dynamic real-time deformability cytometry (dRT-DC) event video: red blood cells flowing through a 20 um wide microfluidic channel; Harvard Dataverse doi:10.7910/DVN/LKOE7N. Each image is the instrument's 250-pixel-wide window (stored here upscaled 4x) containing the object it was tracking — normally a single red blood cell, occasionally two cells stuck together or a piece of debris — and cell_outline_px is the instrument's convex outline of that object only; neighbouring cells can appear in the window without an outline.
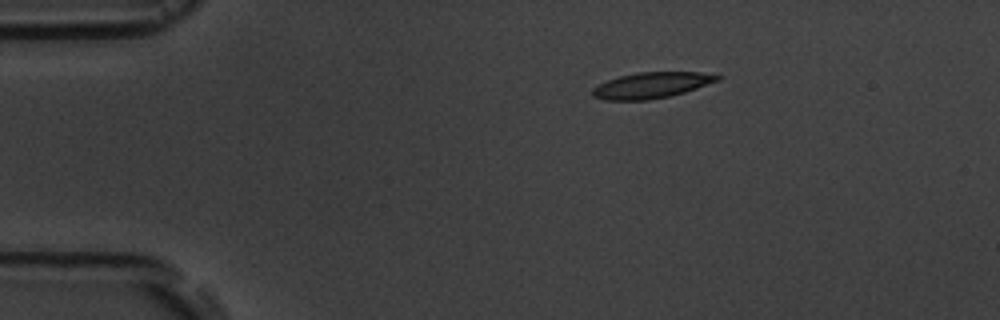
{"species": "common noctule bat (a hibernating species)", "species_latin": "Nyctalus noctula", "temperature_condition": "room temperature", "stored_images_in_passage": 4, "camera_frame_rate_fps": 3000, "um_per_image_px": 0.085, "animal": {"sex": "male", "body_mass_g": 19.5, "forearm_length_mm": 54.6}, "frame": {"image": 1, "passage_image": 1, "time_ms": 0.0, "image_size_px": [1000, 320], "cell_outline_px": [[724, 76], [720, 80], [684, 92], [668, 96], [648, 100], [604, 100], [592, 96], [592, 88], [608, 80], [620, 76], [636, 72], [700, 72]], "centroid_in_image_um": [55.38, 7.24], "position_along_channel_um": 29.6, "area_um2": 18.79}}
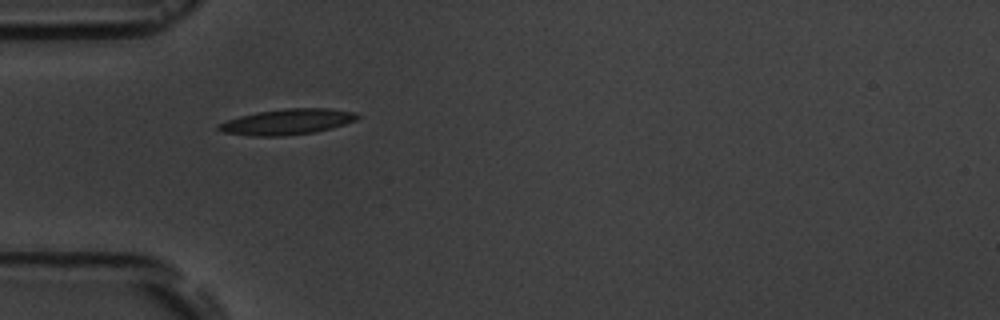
{"frame": {"image": 2, "passage_image": 3, "time_ms": 2.333, "image_size_px": [1000, 320], "cell_outline_px": [[360, 116], [356, 120], [332, 128], [316, 132], [284, 136], [252, 136], [224, 132], [216, 128], [216, 124], [240, 116], [256, 112], [288, 108], [328, 108], [356, 112]], "centroid_in_image_um": [24.42, 10.35], "position_along_channel_um": 60.6, "area_um2": 20.81}}
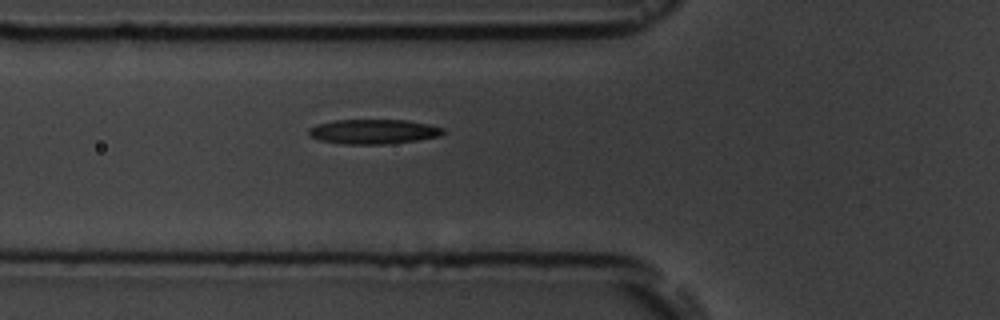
{"frame": {"image": 3, "passage_image": 4, "time_ms": 3.333, "image_size_px": [1000, 320], "cell_outline_px": [[448, 132], [440, 136], [416, 140], [388, 144], [344, 144], [320, 140], [308, 136], [308, 128], [316, 124], [336, 120], [408, 120], [428, 124], [444, 128]], "centroid_in_image_um": [31.75, 11.18], "position_along_channel_um": 94.0, "area_um2": 19.48}}